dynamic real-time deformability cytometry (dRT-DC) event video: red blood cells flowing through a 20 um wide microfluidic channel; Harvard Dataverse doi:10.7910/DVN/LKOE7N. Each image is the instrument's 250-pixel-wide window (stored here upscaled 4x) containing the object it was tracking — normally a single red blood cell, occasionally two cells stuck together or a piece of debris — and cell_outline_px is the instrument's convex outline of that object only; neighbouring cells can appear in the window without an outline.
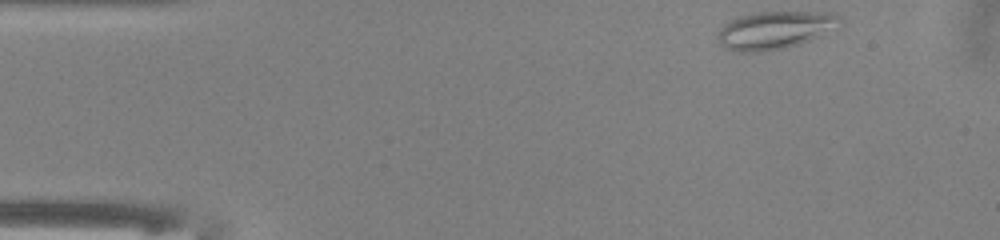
{"species": "common noctule bat (a hibernating species)", "species_latin": "Nyctalus noctula", "temperature_condition": "warm", "stored_images_in_passage": 35, "camera_frame_rate_fps": 3000, "um_per_image_px": 0.085, "animal": {"sex": "male", "body_mass_g": 13.0, "forearm_length_mm": 53.1}, "frame": {"image": 1, "passage_image": 1, "time_ms": 0.0, "image_size_px": [1000, 240], "cell_outline_px": [[844, 24], [820, 36], [800, 44], [780, 48], [756, 52], [736, 52], [720, 44], [716, 36], [720, 28], [728, 20], [752, 12], [832, 12], [840, 16], [844, 20]], "centroid_in_image_um": [65.9, 2.54], "position_along_channel_um": 19.1, "area_um2": 27.17}}
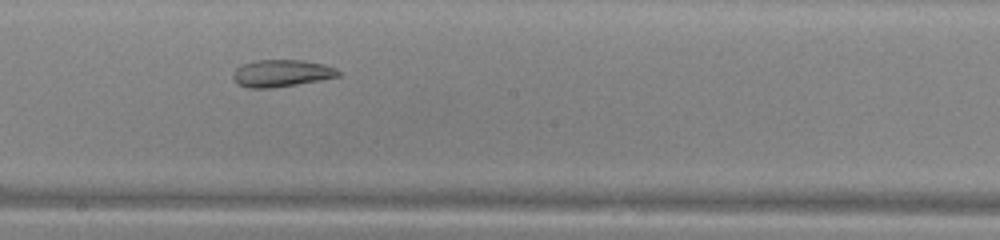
{"frame": {"image": 2, "passage_image": 23, "time_ms": 7.333, "image_size_px": [1000, 240], "cell_outline_px": [[340, 76], [320, 80], [272, 88], [248, 88], [236, 84], [232, 76], [236, 68], [252, 60], [304, 60], [324, 64], [336, 68], [340, 72]], "centroid_in_image_um": [23.91, 6.22], "position_along_channel_um": 224.3, "area_um2": 16.7}}
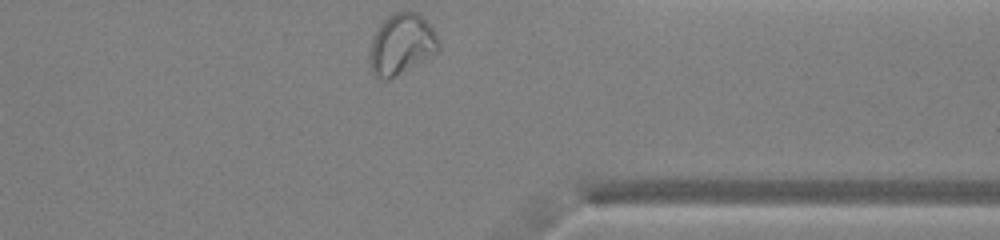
{"frame": {"image": 3, "passage_image": 35, "time_ms": 11.333, "image_size_px": [1000, 240], "cell_outline_px": [[440, 48], [436, 52], [396, 76], [388, 80], [384, 80], [376, 76], [372, 72], [368, 64], [368, 52], [372, 36], [380, 24], [392, 12], [416, 12], [432, 28], [440, 40]], "centroid_in_image_um": [34.07, 3.77], "position_along_channel_um": 377.3, "area_um2": 24.45}, "authors_computed_cell_mechanics": {"area_um2": 19.7098, "velocity_mm_per_s": 4.024, "shape_relaxation_time_tau1_ms": null, "shape_relaxation_time_tau2_ms": 1.937, "deformation_change_tau1": null, "deformation_change_tau2": 0.0676}}